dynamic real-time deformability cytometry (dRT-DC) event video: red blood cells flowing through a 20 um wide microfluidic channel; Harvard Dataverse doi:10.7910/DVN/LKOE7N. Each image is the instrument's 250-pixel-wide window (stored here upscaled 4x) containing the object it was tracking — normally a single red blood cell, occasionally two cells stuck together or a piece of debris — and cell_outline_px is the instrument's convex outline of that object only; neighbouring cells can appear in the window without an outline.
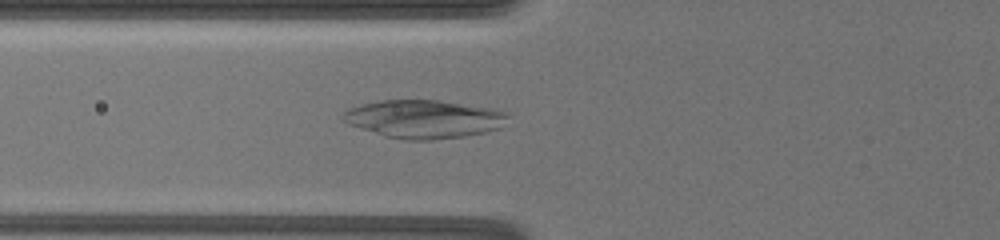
{"species": "common noctule bat (a hibernating species)", "species_latin": "Nyctalus noctula", "temperature_condition": "warm", "stored_images_in_passage": 29, "camera_frame_rate_fps": 3000, "um_per_image_px": 0.085, "animal": {"sex": "female", "body_mass_g": 19.5, "forearm_length_mm": 54.1}, "frame": {"image": 1, "passage_image": 16, "time_ms": 8.667, "image_size_px": [1000, 240], "cell_outline_px": [[508, 116], [500, 128], [484, 132], [464, 136], [432, 140], [408, 140], [384, 136], [348, 124], [340, 120], [344, 112], [348, 108], [360, 104], [380, 100], [436, 100], [488, 108], [504, 112]], "centroid_in_image_um": [35.95, 10.12], "position_along_channel_um": 89.9, "area_um2": 36.41}}
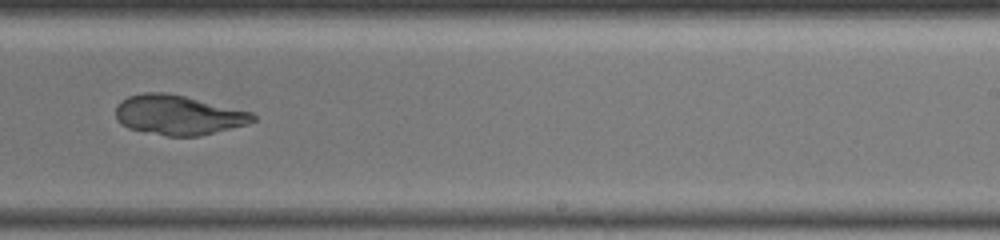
{"frame": {"image": 2, "passage_image": 22, "time_ms": 14.0, "image_size_px": [1000, 240], "cell_outline_px": [[256, 120], [244, 124], [200, 136], [168, 136], [128, 128], [120, 124], [116, 120], [116, 104], [120, 100], [128, 96], [144, 92], [168, 92], [252, 112], [256, 116]], "centroid_in_image_um": [15.1, 9.76], "position_along_channel_um": 273.9, "area_um2": 31.67}}
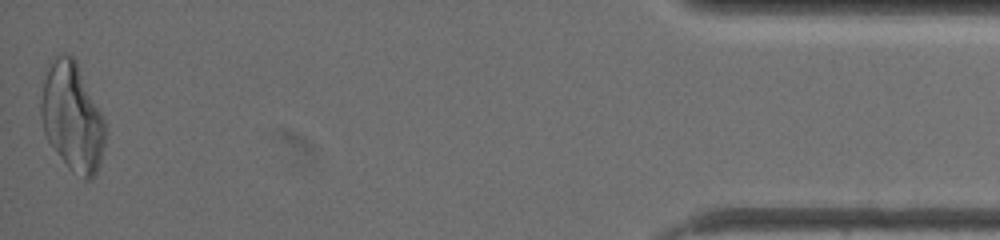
{"frame": {"image": 3, "passage_image": 29, "time_ms": 20.667, "image_size_px": [1000, 240], "cell_outline_px": [[104, 144], [100, 164], [96, 172], [88, 180], [84, 180], [72, 172], [68, 168], [52, 148], [44, 132], [40, 116], [40, 100], [44, 80], [48, 68], [56, 56], [60, 52], [64, 52], [72, 56], [76, 60], [104, 116]], "centroid_in_image_um": [6.13, 9.95], "position_along_channel_um": 429.1, "area_um2": 40.81}}